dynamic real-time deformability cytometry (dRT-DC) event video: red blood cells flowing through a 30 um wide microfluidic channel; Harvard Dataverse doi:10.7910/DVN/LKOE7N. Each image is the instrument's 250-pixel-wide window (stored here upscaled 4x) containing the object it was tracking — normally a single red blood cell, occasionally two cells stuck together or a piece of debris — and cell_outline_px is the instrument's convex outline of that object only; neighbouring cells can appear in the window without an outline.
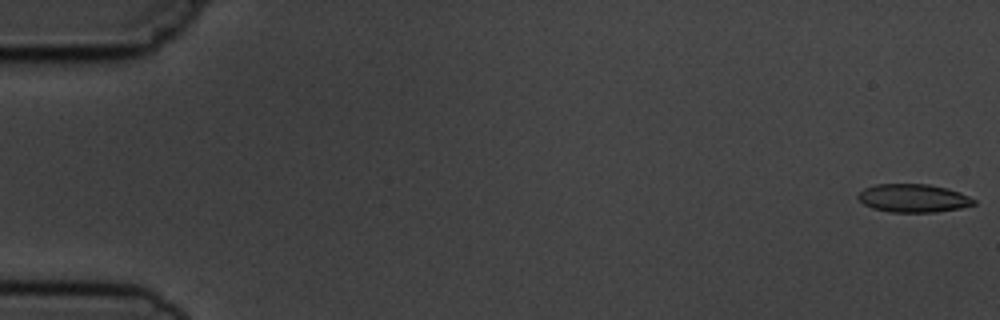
{"species": "common noctule bat (a hibernating species)", "species_latin": "Nyctalus noctula", "temperature_condition": "cold", "stored_images_in_passage": 8, "camera_frame_rate_fps": 3000, "um_per_image_px": 0.085, "animal": {"sex": "male", "body_mass_g": 19.5, "forearm_length_mm": 54.6}, "frame": {"image": 1, "passage_image": 1, "time_ms": 0.0, "image_size_px": [1000, 320], "cell_outline_px": [[976, 204], [960, 208], [936, 212], [892, 212], [872, 208], [864, 204], [856, 196], [864, 188], [876, 184], [928, 184], [948, 188], [960, 192], [976, 200]], "centroid_in_image_um": [77.64, 16.84], "position_along_channel_um": 7.4, "area_um2": 19.07}}
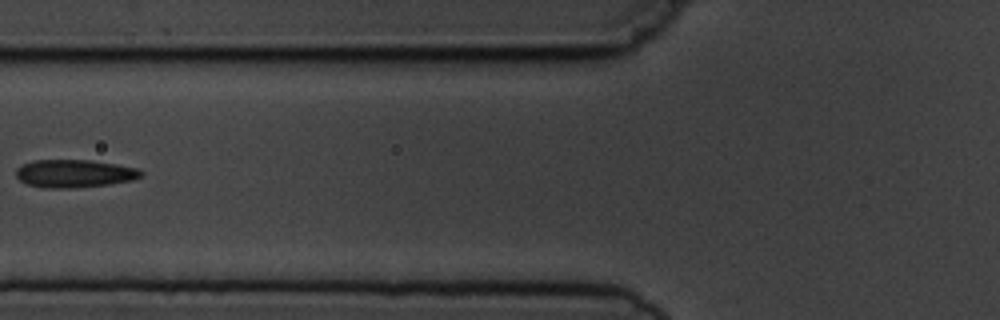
{"frame": {"image": 2, "passage_image": 7, "time_ms": 7.0, "image_size_px": [1000, 320], "cell_outline_px": [[144, 172], [140, 176], [132, 180], [108, 184], [72, 188], [44, 188], [28, 184], [20, 180], [16, 176], [16, 168], [32, 160], [92, 160], [140, 168]], "centroid_in_image_um": [6.33, 14.74], "position_along_channel_um": 119.5, "area_um2": 20.35}}
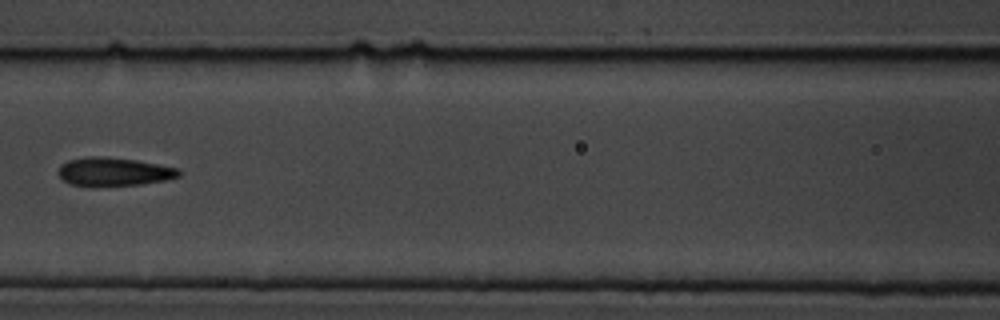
{"frame": {"image": 3, "passage_image": 8, "time_ms": 8.0, "image_size_px": [1000, 320], "cell_outline_px": [[180, 176], [164, 180], [140, 184], [72, 184], [64, 180], [56, 172], [60, 164], [68, 160], [88, 156], [108, 156], [136, 160], [180, 168]], "centroid_in_image_um": [9.68, 14.55], "position_along_channel_um": 156.9, "area_um2": 19.54}}